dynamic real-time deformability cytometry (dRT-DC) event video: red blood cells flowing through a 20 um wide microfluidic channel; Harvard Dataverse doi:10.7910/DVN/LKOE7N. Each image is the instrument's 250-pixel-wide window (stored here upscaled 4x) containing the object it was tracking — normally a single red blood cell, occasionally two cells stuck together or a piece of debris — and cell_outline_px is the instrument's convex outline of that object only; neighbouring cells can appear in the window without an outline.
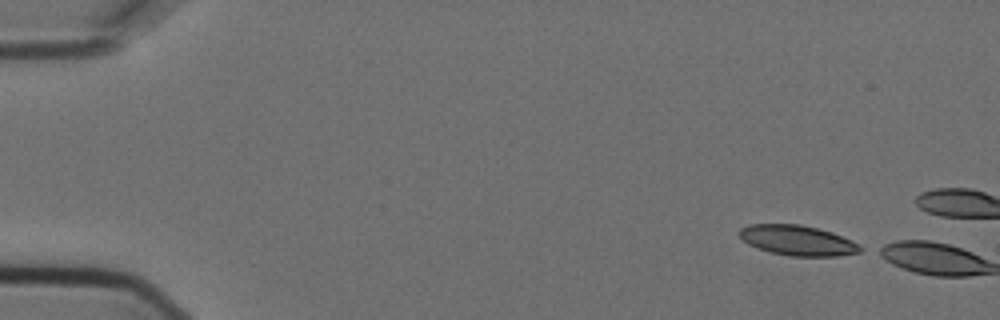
{"species": "Egyptian fruit bat (a non-hibernating species)", "species_latin": "Rousettus aegyptiacus", "temperature_condition": "cold", "stored_images_in_passage": 2, "camera_frame_rate_fps": 3000, "um_per_image_px": 0.085, "animal": {"sex": "female"}, "frame": {"image": 1, "passage_image": 1, "time_ms": 0.0, "image_size_px": [1000, 320], "cell_outline_px": [[864, 248], [860, 252], [836, 256], [792, 256], [772, 252], [756, 248], [748, 244], [736, 232], [740, 228], [748, 224], [800, 224], [832, 232], [852, 240]], "centroid_in_image_um": [67.78, 20.42], "position_along_channel_um": 17.2, "area_um2": 21.27}}